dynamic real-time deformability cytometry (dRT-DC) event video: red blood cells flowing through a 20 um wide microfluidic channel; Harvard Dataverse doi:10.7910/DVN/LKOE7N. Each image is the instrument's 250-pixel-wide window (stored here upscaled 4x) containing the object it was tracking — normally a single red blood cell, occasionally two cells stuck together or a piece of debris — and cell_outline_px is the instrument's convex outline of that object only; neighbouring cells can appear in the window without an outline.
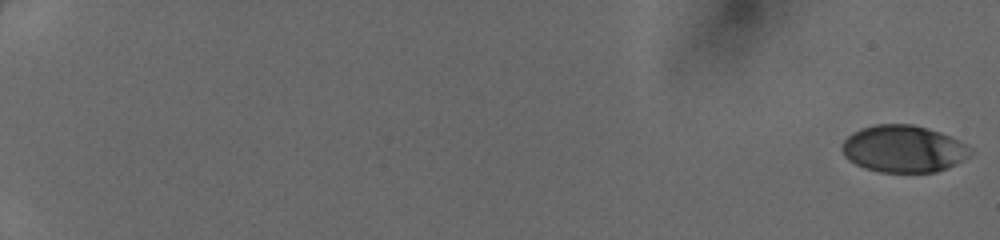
{"species": "human", "species_latin": "Homo sapiens", "temperature_condition": "cold", "stored_images_in_passage": 50, "camera_frame_rate_fps": 3000, "um_per_image_px": 0.085, "donor": {"sex": "female"}, "frame": {"image": 1, "passage_image": 1, "time_ms": 0.0, "image_size_px": [1000, 240], "cell_outline_px": [[976, 152], [972, 156], [948, 168], [936, 172], [880, 172], [856, 164], [848, 160], [844, 156], [840, 148], [840, 144], [852, 132], [860, 128], [876, 124], [912, 124], [928, 128], [940, 132], [972, 148]], "centroid_in_image_um": [76.8, 12.65], "position_along_channel_um": 8.2, "area_um2": 35.49}}
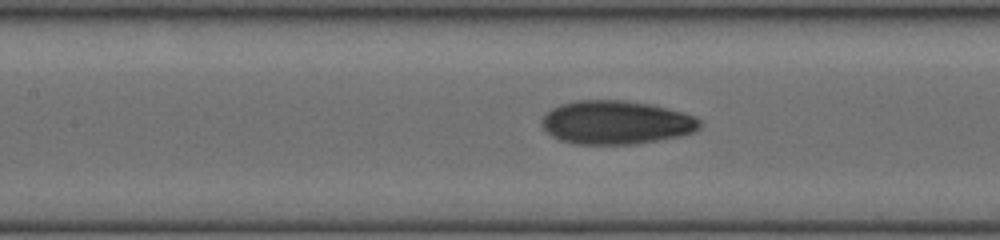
{"frame": {"image": 2, "passage_image": 27, "time_ms": 8.667, "image_size_px": [1000, 240], "cell_outline_px": [[700, 128], [692, 132], [680, 136], [636, 144], [572, 144], [560, 140], [552, 136], [540, 124], [540, 120], [552, 108], [560, 104], [572, 100], [628, 100], [648, 104], [684, 112], [696, 116], [700, 120]], "centroid_in_image_um": [52.35, 10.4], "position_along_channel_um": 155.0, "area_um2": 40.34}}
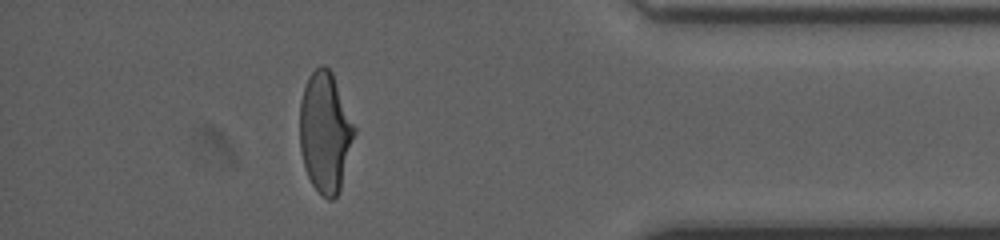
{"frame": {"image": 3, "passage_image": 46, "time_ms": 15.0, "image_size_px": [1000, 240], "cell_outline_px": [[356, 132], [340, 188], [336, 196], [332, 200], [328, 200], [312, 184], [304, 168], [300, 152], [300, 100], [308, 76], [320, 64], [324, 64], [332, 72], [356, 128]], "centroid_in_image_um": [27.63, 11.22], "position_along_channel_um": 407.6, "area_um2": 38.26}}